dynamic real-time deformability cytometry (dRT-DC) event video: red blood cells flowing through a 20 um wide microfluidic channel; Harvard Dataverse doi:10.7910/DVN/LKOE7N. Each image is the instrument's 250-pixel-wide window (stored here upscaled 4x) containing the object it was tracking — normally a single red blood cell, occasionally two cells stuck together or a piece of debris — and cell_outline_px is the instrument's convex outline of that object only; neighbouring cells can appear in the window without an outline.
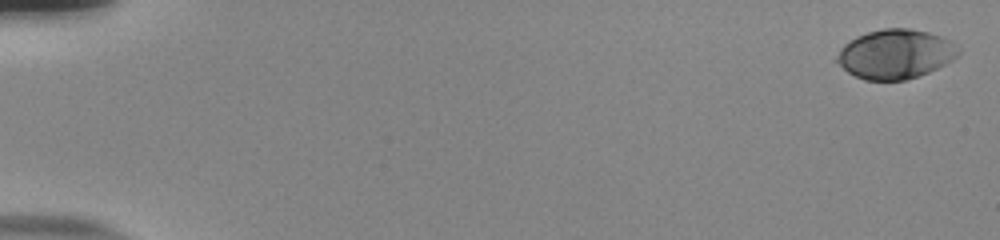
{"species": "human", "species_latin": "Homo sapiens", "temperature_condition": "room temperature", "stored_images_in_passage": 54, "camera_frame_rate_fps": 3000, "um_per_image_px": 0.085, "donor": {"sex": "male"}, "frame": {"image": 1, "passage_image": 1, "time_ms": 0.0, "image_size_px": [1000, 240], "cell_outline_px": [[960, 52], [952, 60], [928, 72], [904, 80], [864, 80], [848, 72], [832, 60], [840, 48], [844, 44], [856, 36], [868, 32], [884, 28], [912, 28], [928, 32], [940, 36], [948, 40], [960, 48]], "centroid_in_image_um": [76.05, 4.59], "position_along_channel_um": 8.9, "area_um2": 34.97}}
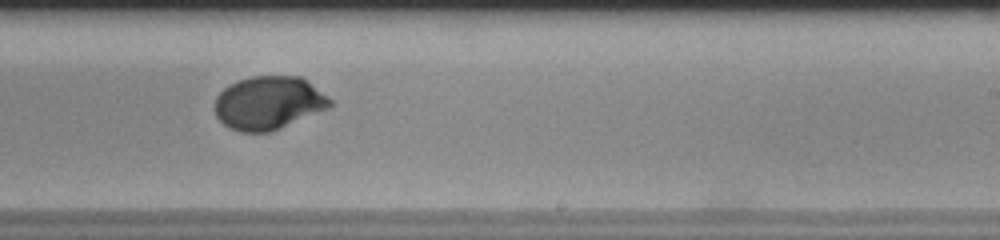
{"frame": {"image": 2, "passage_image": 35, "time_ms": 11.333, "image_size_px": [1000, 240], "cell_outline_px": [[332, 104], [328, 108], [272, 132], [240, 132], [228, 128], [216, 116], [216, 96], [224, 88], [240, 80], [252, 76], [300, 76], [328, 96], [332, 100]], "centroid_in_image_um": [22.83, 8.76], "position_along_channel_um": 266.2, "area_um2": 35.6}}
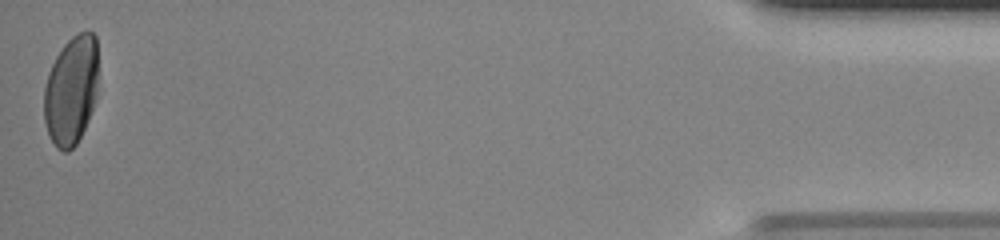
{"frame": {"image": 3, "passage_image": 54, "time_ms": 17.667, "image_size_px": [1000, 240], "cell_outline_px": [[96, 96], [88, 120], [76, 144], [68, 152], [64, 152], [56, 148], [48, 136], [44, 120], [44, 88], [48, 72], [56, 56], [64, 44], [72, 36], [80, 32], [92, 32], [96, 36]], "centroid_in_image_um": [6.01, 7.71], "position_along_channel_um": 429.2, "area_um2": 34.28}, "authors_computed_cell_mechanics": {"area_um2": 34.9401, "velocity_mm_per_s": 3.8593, "shape_relaxation_time_tau1_ms": 3.5417, "shape_relaxation_time_tau2_ms": null, "deformation_change_tau1": 0.1507, "deformation_change_tau2": null}}